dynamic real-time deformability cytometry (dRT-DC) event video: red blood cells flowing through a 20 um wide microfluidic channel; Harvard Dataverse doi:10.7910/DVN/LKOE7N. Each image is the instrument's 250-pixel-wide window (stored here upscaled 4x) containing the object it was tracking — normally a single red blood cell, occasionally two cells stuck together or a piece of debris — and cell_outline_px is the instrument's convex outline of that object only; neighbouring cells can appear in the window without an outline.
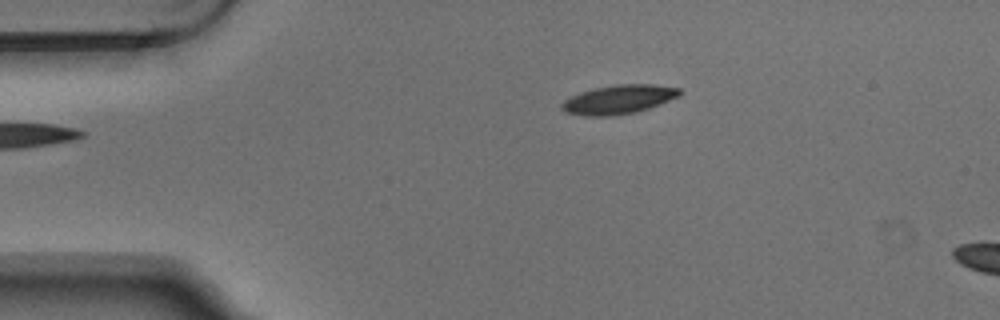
{"species": "Egyptian fruit bat (a non-hibernating species)", "species_latin": "Rousettus aegyptiacus", "temperature_condition": "warm", "stored_images_in_passage": 2, "camera_frame_rate_fps": 3000, "um_per_image_px": 0.085, "animal": {"sex": "male"}, "frame": {"image": 1, "passage_image": 2, "time_ms": 0.333, "image_size_px": [1000, 320], "cell_outline_px": [[680, 96], [648, 108], [636, 112], [608, 116], [584, 116], [564, 112], [560, 108], [560, 104], [564, 100], [580, 92], [596, 88], [616, 84], [652, 84], [680, 88]], "centroid_in_image_um": [52.55, 8.45], "position_along_channel_um": 32.4, "area_um2": 19.83}}